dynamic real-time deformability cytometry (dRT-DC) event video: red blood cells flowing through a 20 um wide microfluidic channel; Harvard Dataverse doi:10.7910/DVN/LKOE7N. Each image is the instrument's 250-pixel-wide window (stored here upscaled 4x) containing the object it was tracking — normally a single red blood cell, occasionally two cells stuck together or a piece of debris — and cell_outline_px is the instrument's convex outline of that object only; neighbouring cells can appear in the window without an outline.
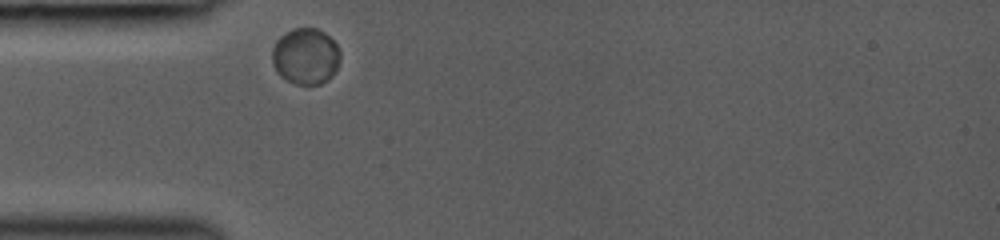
{"species": "common noctule bat (a hibernating species)", "species_latin": "Nyctalus noctula", "temperature_condition": "room temperature", "stored_images_in_passage": 30, "camera_frame_rate_fps": 3000, "um_per_image_px": 0.085, "animal": {"sex": "female", "body_mass_g": 19.0, "forearm_length_mm": 53.3}, "frame": {"image": 1, "passage_image": 1, "time_ms": 0.0, "image_size_px": [1000, 240], "cell_outline_px": [[340, 60], [332, 76], [328, 80], [320, 84], [296, 84], [280, 76], [272, 64], [272, 48], [276, 40], [280, 36], [292, 28], [316, 28], [324, 32], [336, 44], [340, 52]], "centroid_in_image_um": [25.96, 4.77], "position_along_channel_um": 59.0, "area_um2": 22.37}}
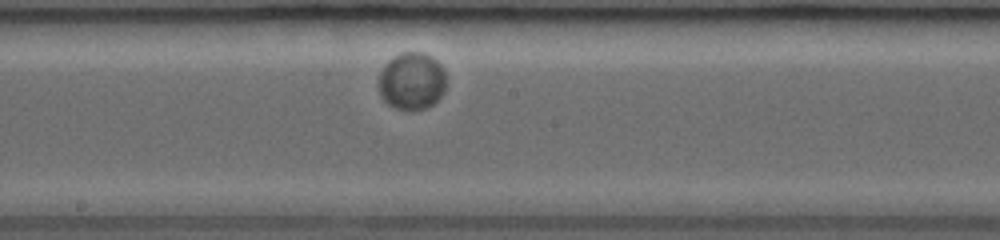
{"frame": {"image": 2, "passage_image": 12, "time_ms": 4.0, "image_size_px": [1000, 240], "cell_outline_px": [[444, 92], [432, 104], [424, 108], [396, 108], [388, 104], [380, 96], [380, 72], [384, 64], [388, 60], [400, 52], [424, 52], [432, 56], [444, 68]], "centroid_in_image_um": [34.99, 6.84], "position_along_channel_um": 213.2, "area_um2": 22.25}}
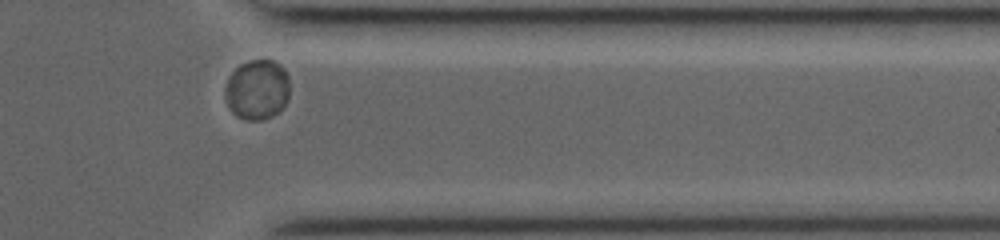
{"frame": {"image": 3, "passage_image": 27, "time_ms": 8.333, "image_size_px": [1000, 240], "cell_outline_px": [[288, 96], [284, 104], [272, 116], [260, 120], [248, 120], [236, 116], [232, 112], [224, 100], [224, 88], [228, 76], [240, 64], [252, 60], [272, 60], [280, 64], [284, 68], [288, 76]], "centroid_in_image_um": [21.81, 7.61], "position_along_channel_um": 389.6, "area_um2": 22.66}}